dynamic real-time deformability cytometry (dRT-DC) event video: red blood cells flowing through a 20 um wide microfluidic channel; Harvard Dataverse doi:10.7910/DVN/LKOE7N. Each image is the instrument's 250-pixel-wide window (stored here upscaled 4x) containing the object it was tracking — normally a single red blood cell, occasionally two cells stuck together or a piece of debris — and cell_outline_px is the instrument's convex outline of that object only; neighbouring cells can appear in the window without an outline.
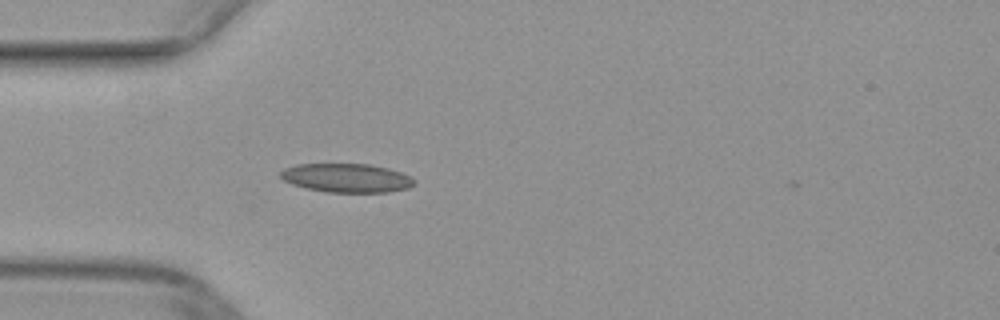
{"species": "common noctule bat (a hibernating species)", "species_latin": "Nyctalus noctula", "temperature_condition": "warm", "stored_images_in_passage": 36, "camera_frame_rate_fps": 3000, "um_per_image_px": 0.085, "animal": {"sex": "female", "body_mass_g": 29.2, "forearm_length_mm": 56.3}, "frame": {"image": 1, "passage_image": 1, "time_ms": 0.0, "image_size_px": [1000, 320], "cell_outline_px": [[416, 180], [408, 188], [388, 192], [328, 192], [304, 188], [292, 184], [284, 180], [280, 176], [280, 172], [284, 168], [296, 164], [368, 164], [388, 168], [412, 176]], "centroid_in_image_um": [29.45, 15.12], "position_along_channel_um": 55.5, "area_um2": 22.48}}
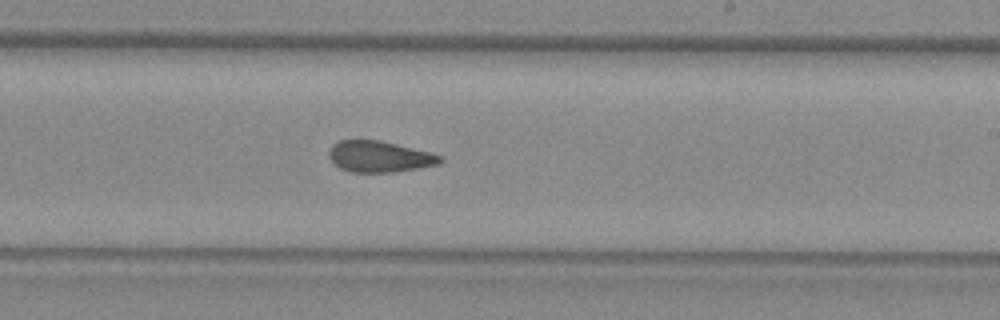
{"frame": {"image": 2, "passage_image": 16, "time_ms": 5.0, "image_size_px": [1000, 320], "cell_outline_px": [[444, 160], [440, 164], [396, 172], [348, 172], [340, 168], [328, 156], [328, 152], [332, 144], [340, 140], [376, 140], [428, 152], [440, 156]], "centroid_in_image_um": [32.22, 13.32], "position_along_channel_um": 256.8, "area_um2": 19.94}}
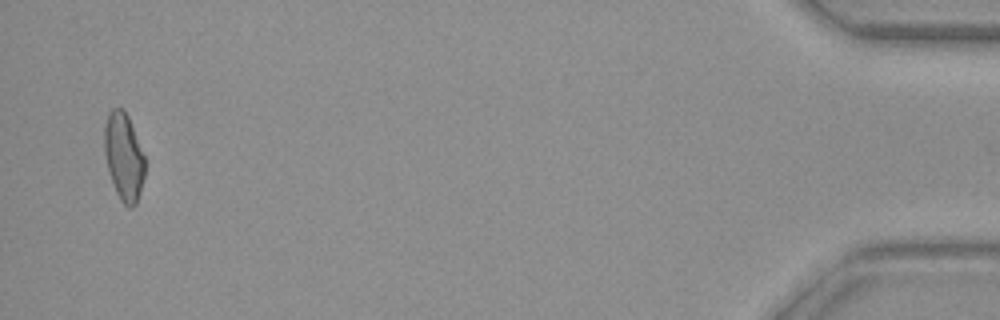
{"frame": {"image": 3, "passage_image": 35, "time_ms": 11.333, "image_size_px": [1000, 320], "cell_outline_px": [[144, 176], [140, 192], [136, 204], [132, 208], [128, 208], [120, 200], [116, 192], [108, 168], [104, 152], [104, 124], [108, 112], [112, 108], [124, 108], [128, 116], [144, 156]], "centroid_in_image_um": [10.5, 13.3], "position_along_channel_um": 424.7, "area_um2": 20.58}}